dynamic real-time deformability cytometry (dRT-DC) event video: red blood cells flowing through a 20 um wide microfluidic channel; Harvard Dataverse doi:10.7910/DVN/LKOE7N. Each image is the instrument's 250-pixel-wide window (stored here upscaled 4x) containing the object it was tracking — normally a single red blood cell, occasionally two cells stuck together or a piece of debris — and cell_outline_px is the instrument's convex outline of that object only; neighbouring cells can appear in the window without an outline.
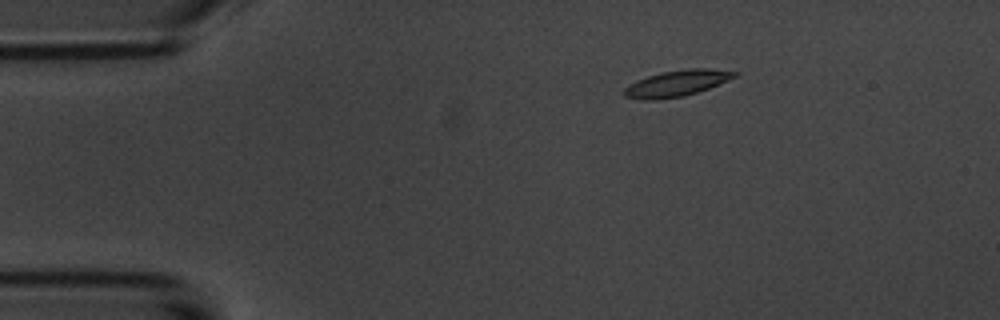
{"species": "common noctule bat (a hibernating species)", "species_latin": "Nyctalus noctula", "temperature_condition": "room temperature", "stored_images_in_passage": 5, "camera_frame_rate_fps": 3000, "um_per_image_px": 0.085, "animal": {"sex": "male", "body_mass_g": 20.1, "forearm_length_mm": 53.5}, "frame": {"image": 1, "passage_image": 3, "time_ms": 2.333, "image_size_px": [1000, 320], "cell_outline_px": [[740, 72], [736, 76], [728, 80], [708, 88], [684, 96], [652, 100], [644, 100], [624, 96], [624, 88], [648, 76], [664, 72], [688, 68], [708, 68]], "centroid_in_image_um": [57.56, 7.08], "position_along_channel_um": 27.4, "area_um2": 16.42}}
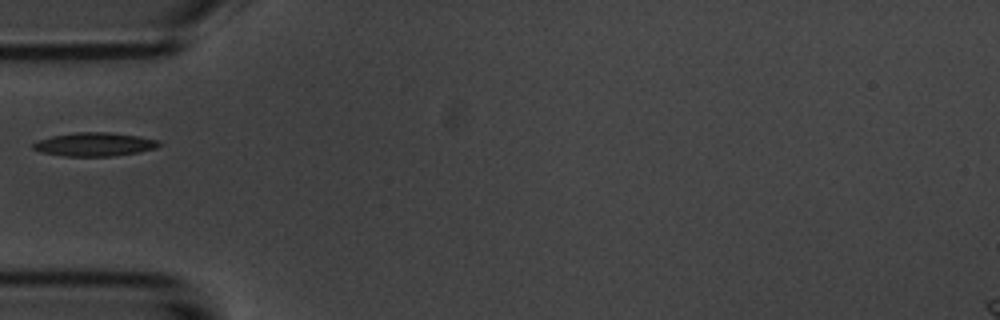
{"frame": {"image": 2, "passage_image": 5, "time_ms": 5.333, "image_size_px": [1000, 320], "cell_outline_px": [[160, 144], [156, 148], [136, 152], [112, 156], [64, 156], [40, 152], [32, 148], [32, 144], [36, 140], [52, 136], [76, 132], [108, 132], [140, 136], [160, 140]], "centroid_in_image_um": [8.0, 12.26], "position_along_channel_um": 77.0, "area_um2": 17.34}}